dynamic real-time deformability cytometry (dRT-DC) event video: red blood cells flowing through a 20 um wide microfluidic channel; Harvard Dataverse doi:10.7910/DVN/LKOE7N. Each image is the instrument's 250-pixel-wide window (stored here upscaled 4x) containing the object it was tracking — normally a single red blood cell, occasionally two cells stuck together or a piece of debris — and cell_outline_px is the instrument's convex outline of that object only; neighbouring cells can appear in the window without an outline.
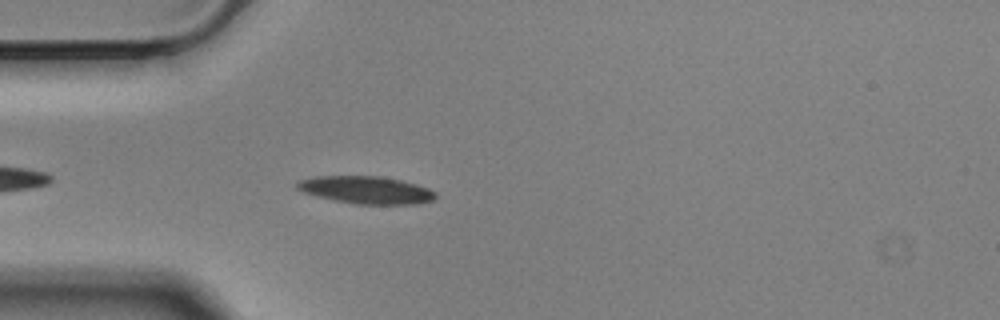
{"species": "Egyptian fruit bat (a non-hibernating species)", "species_latin": "Rousettus aegyptiacus", "temperature_condition": "cold", "stored_images_in_passage": 27, "camera_frame_rate_fps": 3000, "um_per_image_px": 0.085, "animal": {"sex": "male"}, "frame": {"image": 1, "passage_image": 5, "time_ms": 1.333, "image_size_px": [1000, 320], "cell_outline_px": [[436, 196], [432, 200], [420, 204], [356, 204], [336, 200], [304, 192], [296, 188], [296, 184], [300, 180], [312, 176], [384, 176], [416, 184], [428, 188], [436, 192]], "centroid_in_image_um": [31.15, 16.14], "position_along_channel_um": 53.8, "area_um2": 22.08}}
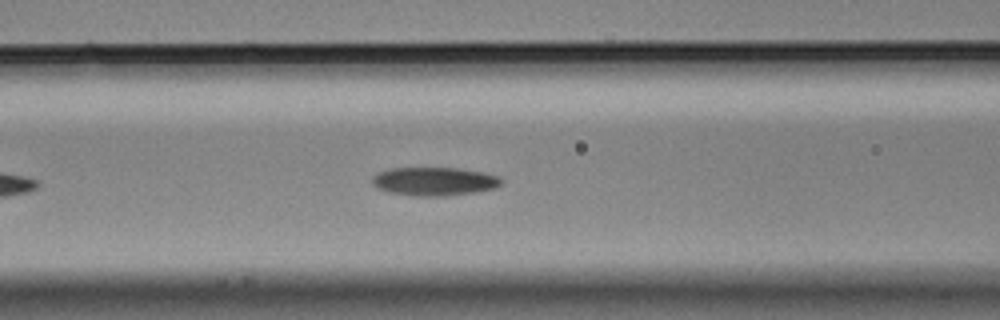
{"frame": {"image": 2, "passage_image": 12, "time_ms": 3.667, "image_size_px": [1000, 320], "cell_outline_px": [[504, 180], [496, 188], [472, 192], [444, 196], [416, 196], [388, 192], [376, 188], [372, 184], [372, 176], [380, 172], [392, 168], [456, 168], [480, 172], [500, 176]], "centroid_in_image_um": [36.9, 15.42], "position_along_channel_um": 129.7, "area_um2": 21.33}}
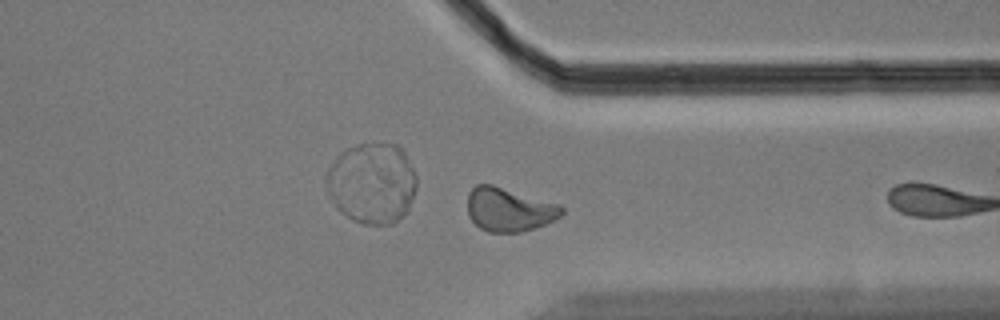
{"frame": {"image": 3, "passage_image": 26, "time_ms": 8.333, "image_size_px": [1000, 320], "cell_outline_px": [[564, 212], [560, 216], [544, 224], [520, 232], [488, 232], [480, 228], [468, 216], [468, 192], [476, 184], [492, 184], [556, 204], [564, 208]], "centroid_in_image_um": [43.21, 17.81], "position_along_channel_um": 368.2, "area_um2": 23.58}}